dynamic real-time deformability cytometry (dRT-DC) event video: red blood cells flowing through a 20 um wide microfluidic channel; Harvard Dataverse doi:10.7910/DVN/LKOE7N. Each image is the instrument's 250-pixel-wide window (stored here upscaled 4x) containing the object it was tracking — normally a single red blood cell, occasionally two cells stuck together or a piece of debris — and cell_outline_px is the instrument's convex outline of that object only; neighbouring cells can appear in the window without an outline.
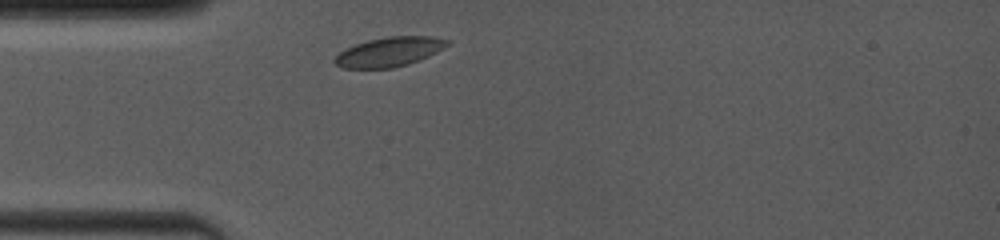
{"species": "common noctule bat (a hibernating species)", "species_latin": "Nyctalus noctula", "temperature_condition": "room temperature", "stored_images_in_passage": 23, "camera_frame_rate_fps": 4000, "um_per_image_px": 0.085, "animal": {"sex": "female", "body_mass_g": 19.0, "forearm_length_mm": 53.3}, "frame": {"image": 1, "passage_image": 2, "time_ms": 0.5, "image_size_px": [1000, 240], "cell_outline_px": [[448, 44], [444, 48], [420, 60], [408, 64], [392, 68], [344, 68], [336, 64], [332, 60], [340, 52], [356, 44], [368, 40], [388, 36], [436, 36], [448, 40]], "centroid_in_image_um": [33.11, 4.4], "position_along_channel_um": 51.9, "area_um2": 19.19}}
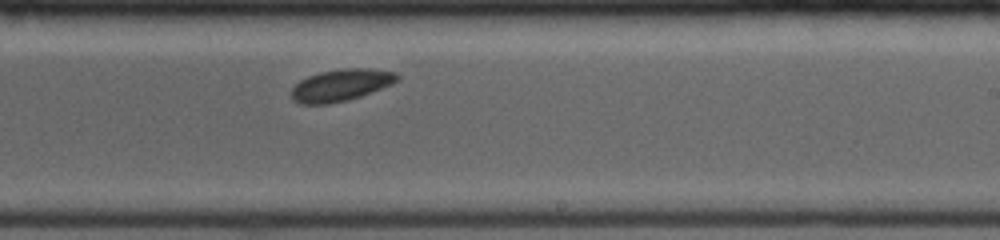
{"frame": {"image": 2, "passage_image": 14, "time_ms": 6.0, "image_size_px": [1000, 240], "cell_outline_px": [[400, 76], [392, 84], [360, 96], [348, 100], [328, 104], [300, 104], [292, 100], [292, 88], [300, 80], [308, 76], [320, 72], [344, 68], [368, 68], [396, 72]], "centroid_in_image_um": [28.96, 7.23], "position_along_channel_um": 260.0, "area_um2": 19.59}}
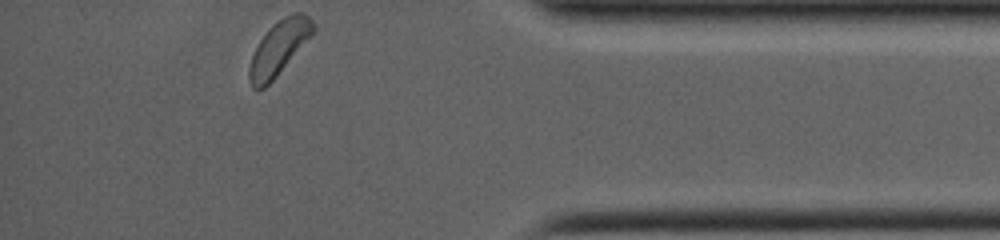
{"frame": {"image": 3, "passage_image": 23, "time_ms": 10.25, "image_size_px": [1000, 240], "cell_outline_px": [[316, 32], [276, 76], [264, 88], [252, 88], [248, 80], [248, 68], [252, 56], [260, 40], [268, 28], [272, 24], [284, 16], [292, 12], [304, 12], [312, 20], [316, 28]], "centroid_in_image_um": [23.73, 4.03], "position_along_channel_um": 411.5, "area_um2": 20.29}, "authors_computed_cell_mechanics": {"area_um2": 19.5942, "velocity_mm_per_s": 3.953, "shape_relaxation_time_tau1_ms": 0.8432, "shape_relaxation_time_tau2_ms": null, "deformation_change_tau1": 0.0272, "deformation_change_tau2": null}}